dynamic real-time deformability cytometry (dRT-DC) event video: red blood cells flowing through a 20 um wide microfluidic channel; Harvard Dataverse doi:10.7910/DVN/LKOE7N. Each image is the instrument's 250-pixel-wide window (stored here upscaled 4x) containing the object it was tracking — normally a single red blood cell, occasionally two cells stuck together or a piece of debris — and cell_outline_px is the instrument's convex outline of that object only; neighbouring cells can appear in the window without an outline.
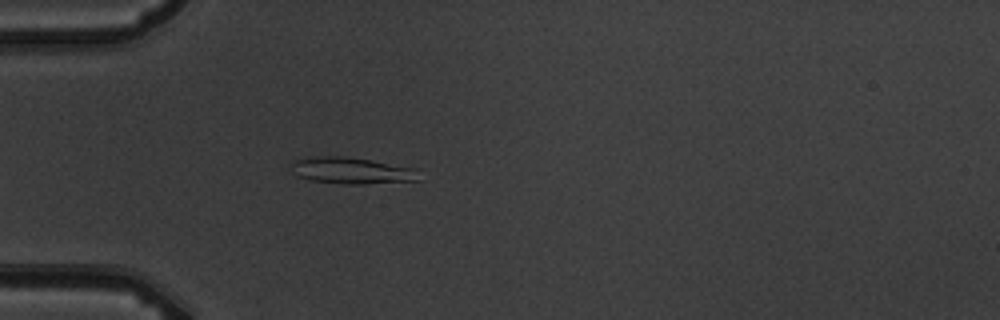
{"species": "common noctule bat (a hibernating species)", "species_latin": "Nyctalus noctula", "temperature_condition": "warm", "stored_images_in_passage": 1, "camera_frame_rate_fps": 3000, "um_per_image_px": 0.085, "animal": {"sex": "male", "body_mass_g": 19.5, "forearm_length_mm": 54.6}, "frame": {"image": 1, "passage_image": 1, "time_ms": 0.0, "image_size_px": [1000, 320], "cell_outline_px": [[420, 180], [364, 184], [344, 184], [308, 180], [296, 176], [292, 172], [292, 160], [312, 156], [344, 156], [372, 160], [416, 168]], "centroid_in_image_um": [29.85, 14.5], "position_along_channel_um": 55.1, "area_um2": 20.0}}